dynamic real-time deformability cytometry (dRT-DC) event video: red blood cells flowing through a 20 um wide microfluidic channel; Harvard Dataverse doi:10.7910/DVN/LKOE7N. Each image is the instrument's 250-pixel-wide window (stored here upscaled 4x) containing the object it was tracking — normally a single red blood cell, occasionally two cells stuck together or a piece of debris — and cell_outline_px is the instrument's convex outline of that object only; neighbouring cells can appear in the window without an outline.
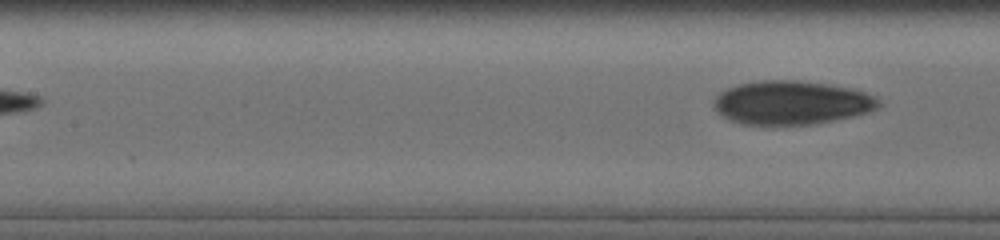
{"species": "human", "species_latin": "Homo sapiens", "temperature_condition": "cold", "stored_images_in_passage": 6, "segment_of_instrument_passage": [2, 2], "camera_frame_rate_fps": 3000, "um_per_image_px": 0.085, "donor": {"sex": "male"}, "frame": {"image": 1, "passage_image": 6, "time_ms": 3.667, "image_size_px": [1000, 240], "cell_outline_px": [[884, 104], [872, 112], [816, 124], [744, 124], [732, 120], [716, 112], [712, 104], [712, 100], [720, 92], [736, 84], [756, 80], [800, 80], [828, 84], [848, 88], [864, 92], [876, 96]], "centroid_in_image_um": [67.3, 8.71], "position_along_channel_um": 140.1, "area_um2": 42.37}}